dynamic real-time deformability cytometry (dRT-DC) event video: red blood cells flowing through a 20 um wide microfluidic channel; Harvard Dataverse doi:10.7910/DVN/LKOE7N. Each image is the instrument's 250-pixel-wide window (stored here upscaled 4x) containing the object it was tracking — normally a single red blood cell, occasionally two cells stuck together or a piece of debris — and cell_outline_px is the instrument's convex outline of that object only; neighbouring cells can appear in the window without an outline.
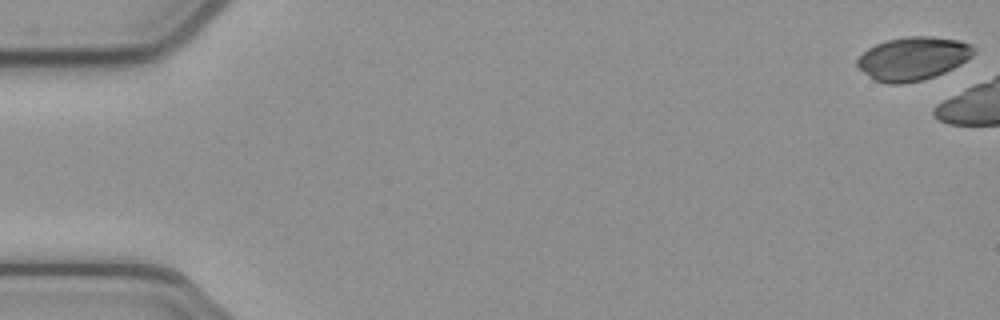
{"species": "common noctule bat (a hibernating species)", "species_latin": "Nyctalus noctula", "temperature_condition": "cold", "stored_images_in_passage": 6, "camera_frame_rate_fps": 3000, "um_per_image_px": 0.085, "animal": {"sex": "female", "body_mass_g": 21.9}, "frame": {"image": 1, "passage_image": 1, "time_ms": 0.0, "image_size_px": [1000, 320], "cell_outline_px": [[976, 52], [972, 56], [960, 64], [936, 76], [924, 80], [904, 84], [888, 84], [876, 80], [868, 76], [856, 64], [856, 60], [868, 48], [876, 44], [888, 40], [908, 36], [932, 36], [960, 40], [972, 44], [976, 48]], "centroid_in_image_um": [77.63, 4.97], "position_along_channel_um": 7.4, "area_um2": 29.54}}